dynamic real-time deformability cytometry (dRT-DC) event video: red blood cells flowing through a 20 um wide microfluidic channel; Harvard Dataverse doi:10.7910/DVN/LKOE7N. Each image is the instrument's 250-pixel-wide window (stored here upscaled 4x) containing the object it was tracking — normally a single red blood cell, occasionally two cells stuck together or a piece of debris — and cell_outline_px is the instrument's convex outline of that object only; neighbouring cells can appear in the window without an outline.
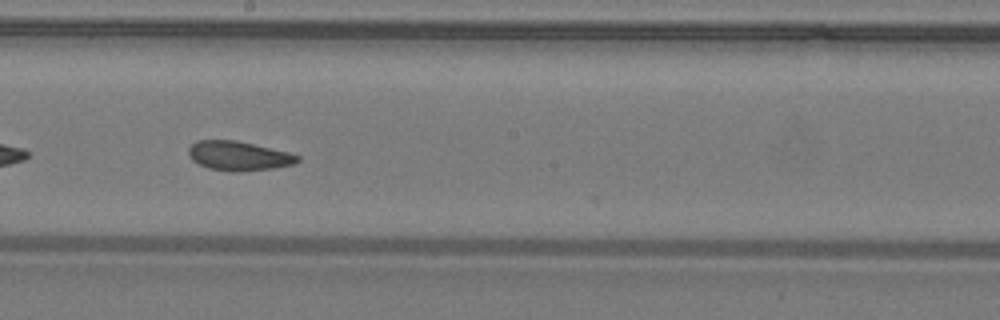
{"species": "common noctule bat (a hibernating species)", "species_latin": "Nyctalus noctula", "temperature_condition": "warm", "stored_images_in_passage": 28, "camera_frame_rate_fps": 3000, "um_per_image_px": 0.085, "animal": {"sex": "male", "body_mass_g": 19.2, "forearm_length_mm": 51.8}, "frame": {"image": 1, "passage_image": 13, "time_ms": 4.0, "image_size_px": [1000, 320], "cell_outline_px": [[300, 160], [292, 164], [272, 168], [240, 172], [236, 172], [208, 168], [192, 160], [188, 152], [188, 148], [196, 140], [236, 140], [288, 152], [300, 156]], "centroid_in_image_um": [20.27, 13.24], "position_along_channel_um": 227.9, "area_um2": 18.5}, "authors_computed_cell_mechanics": {"area_um2": 18.7561, "velocity_mm_per_s": 4.2677, "shape_relaxation_time_tau1_ms": 9.2619, "shape_relaxation_time_tau2_ms": 1.8636, "deformation_change_tau1": 0.1422, "deformation_change_tau2": 0.0777}}